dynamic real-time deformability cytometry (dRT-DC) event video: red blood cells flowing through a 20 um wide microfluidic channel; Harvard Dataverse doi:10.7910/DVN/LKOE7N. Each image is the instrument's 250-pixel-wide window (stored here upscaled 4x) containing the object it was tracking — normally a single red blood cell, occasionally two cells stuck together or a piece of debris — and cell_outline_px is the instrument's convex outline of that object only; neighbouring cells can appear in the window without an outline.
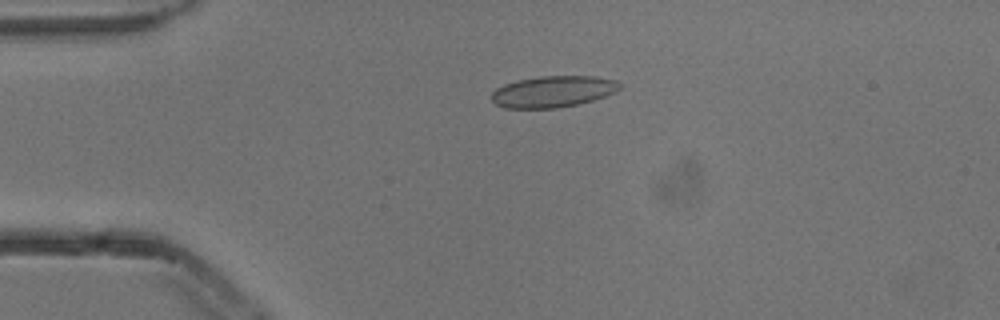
{"species": "common noctule bat (a hibernating species)", "species_latin": "Nyctalus noctula", "temperature_condition": "cold", "stored_images_in_passage": 4, "camera_frame_rate_fps": 3000, "um_per_image_px": 0.085, "animal": {"sex": "male", "body_mass_g": 13.3}, "frame": {"image": 1, "passage_image": 3, "time_ms": 0.667, "image_size_px": [1000, 320], "cell_outline_px": [[624, 84], [620, 88], [604, 96], [592, 100], [576, 104], [556, 108], [504, 108], [496, 104], [492, 100], [492, 92], [496, 88], [504, 84], [516, 80], [540, 76], [596, 76], [616, 80]], "centroid_in_image_um": [46.99, 7.77], "position_along_channel_um": 38.0, "area_um2": 23.41}}